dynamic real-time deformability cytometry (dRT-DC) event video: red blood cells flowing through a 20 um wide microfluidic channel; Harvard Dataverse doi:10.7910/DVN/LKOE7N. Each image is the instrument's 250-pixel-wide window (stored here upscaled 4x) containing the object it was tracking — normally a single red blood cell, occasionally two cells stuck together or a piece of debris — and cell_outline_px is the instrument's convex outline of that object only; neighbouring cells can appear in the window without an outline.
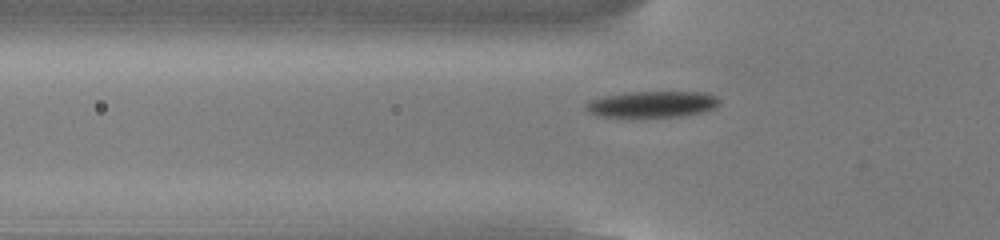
{"species": "common noctule bat (a hibernating species)", "species_latin": "Nyctalus noctula", "temperature_condition": "cold", "stored_images_in_passage": 49, "camera_frame_rate_fps": 3000, "um_per_image_px": 0.085, "animal": {"sex": "male", "body_mass_g": 13.0, "forearm_length_mm": 53.1}, "frame": {"image": 1, "passage_image": 13, "time_ms": 4.0, "image_size_px": [1000, 240], "cell_outline_px": [[720, 100], [712, 108], [700, 112], [680, 116], [596, 116], [588, 112], [584, 108], [584, 104], [592, 100], [604, 96], [632, 92], [708, 92], [716, 96]], "centroid_in_image_um": [55.4, 8.85], "position_along_channel_um": 70.4, "area_um2": 20.0}}
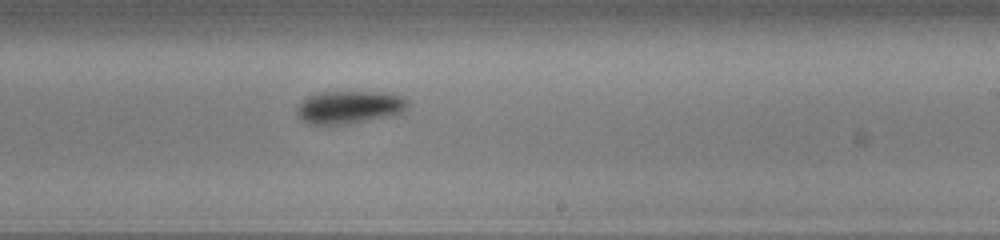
{"frame": {"image": 2, "passage_image": 28, "time_ms": 9.0, "image_size_px": [1000, 240], "cell_outline_px": [[408, 104], [404, 112], [392, 116], [348, 124], [308, 124], [296, 112], [296, 108], [308, 96], [320, 92], [376, 92], [400, 96], [408, 100]], "centroid_in_image_um": [29.71, 9.12], "position_along_channel_um": 259.3, "area_um2": 21.04}}
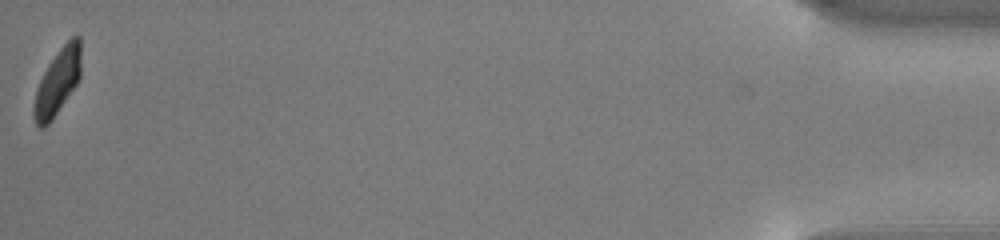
{"frame": {"image": 3, "passage_image": 49, "time_ms": 16.0, "image_size_px": [1000, 240], "cell_outline_px": [[80, 76], [76, 84], [52, 120], [44, 128], [40, 128], [36, 124], [36, 92], [40, 80], [48, 64], [60, 48], [72, 36], [80, 36]], "centroid_in_image_um": [4.93, 6.91], "position_along_channel_um": 430.3, "area_um2": 17.28}, "authors_computed_cell_mechanics": {"area_um2": 20.1722, "velocity_mm_per_s": 3.7939, "shape_relaxation_time_tau1_ms": 2.4365, "shape_relaxation_time_tau2_ms": null, "deformation_change_tau1": 0.0937, "deformation_change_tau2": null}}